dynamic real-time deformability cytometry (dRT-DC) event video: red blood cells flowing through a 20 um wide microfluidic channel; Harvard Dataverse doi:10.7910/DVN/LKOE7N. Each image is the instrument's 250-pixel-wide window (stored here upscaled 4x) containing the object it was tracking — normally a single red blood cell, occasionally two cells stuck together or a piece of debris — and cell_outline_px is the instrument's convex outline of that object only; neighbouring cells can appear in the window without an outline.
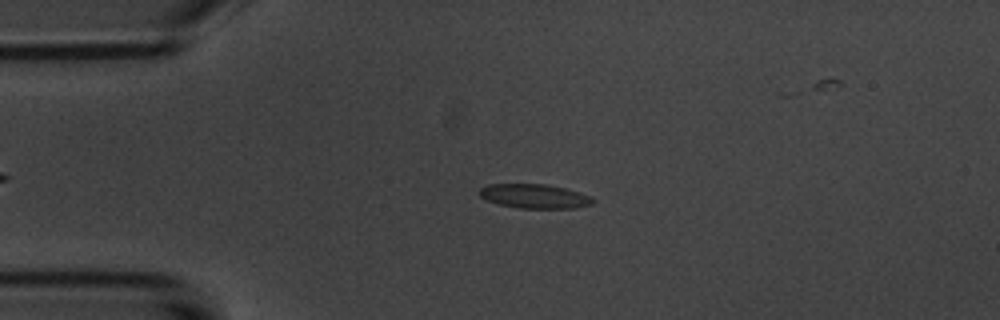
{"species": "common noctule bat (a hibernating species)", "species_latin": "Nyctalus noctula", "temperature_condition": "room temperature", "stored_images_in_passage": 3, "camera_frame_rate_fps": 3000, "um_per_image_px": 0.085, "animal": {"sex": "male", "body_mass_g": 20.1, "forearm_length_mm": 53.5}, "frame": {"image": 1, "passage_image": 1, "time_ms": 0.0, "image_size_px": [1000, 320], "cell_outline_px": [[596, 200], [592, 204], [576, 208], [520, 208], [500, 204], [488, 200], [480, 196], [480, 188], [488, 184], [544, 184], [564, 188], [580, 192], [592, 196]], "centroid_in_image_um": [45.49, 16.67], "position_along_channel_um": 39.5, "area_um2": 15.95}}
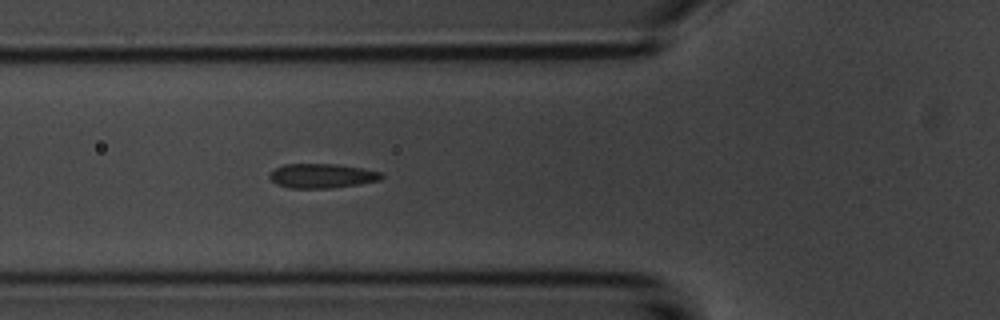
{"frame": {"image": 2, "passage_image": 3, "time_ms": 2.333, "image_size_px": [1000, 320], "cell_outline_px": [[384, 176], [380, 180], [360, 184], [328, 188], [288, 188], [276, 184], [268, 176], [276, 168], [284, 164], [336, 164], [364, 168], [380, 172]], "centroid_in_image_um": [27.38, 14.95], "position_along_channel_um": 98.4, "area_um2": 15.9}}